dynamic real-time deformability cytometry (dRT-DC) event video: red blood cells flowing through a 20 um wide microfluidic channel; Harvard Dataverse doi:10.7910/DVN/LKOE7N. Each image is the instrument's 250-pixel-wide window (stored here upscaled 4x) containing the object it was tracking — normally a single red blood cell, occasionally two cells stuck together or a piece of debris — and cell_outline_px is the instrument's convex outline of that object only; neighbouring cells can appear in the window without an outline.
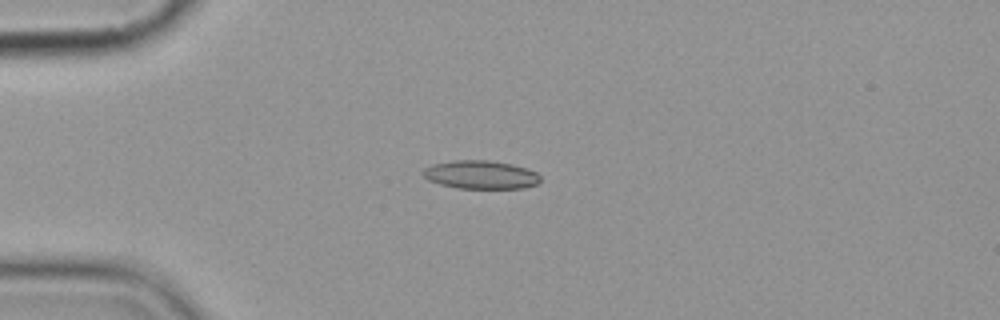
{"species": "common noctule bat (a hibernating species)", "species_latin": "Nyctalus noctula", "temperature_condition": "cold", "stored_images_in_passage": 4, "camera_frame_rate_fps": 3000, "um_per_image_px": 0.085, "animal": {"sex": "female", "body_mass_g": 19.9}, "frame": {"image": 1, "passage_image": 4, "time_ms": 3.667, "image_size_px": [1000, 320], "cell_outline_px": [[540, 180], [536, 184], [524, 188], [460, 188], [440, 184], [428, 180], [420, 172], [424, 168], [432, 164], [452, 160], [488, 160], [512, 164], [528, 168], [536, 172], [540, 176]], "centroid_in_image_um": [40.85, 14.84], "position_along_channel_um": 44.2, "area_um2": 19.48}}